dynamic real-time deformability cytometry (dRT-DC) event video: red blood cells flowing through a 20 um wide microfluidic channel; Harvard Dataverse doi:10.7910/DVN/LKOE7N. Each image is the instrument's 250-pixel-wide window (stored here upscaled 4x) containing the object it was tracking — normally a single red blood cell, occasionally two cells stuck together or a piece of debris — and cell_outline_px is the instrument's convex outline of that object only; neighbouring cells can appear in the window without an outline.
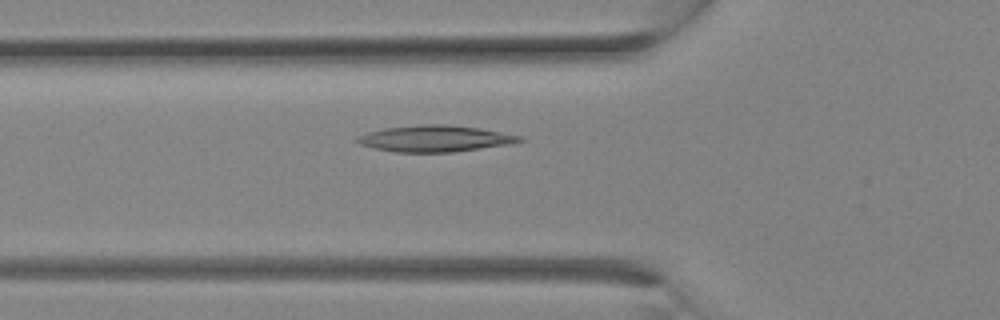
{"species": "Egyptian fruit bat (a non-hibernating species)", "species_latin": "Rousettus aegyptiacus", "temperature_condition": "room temperature", "stored_images_in_passage": 14, "camera_frame_rate_fps": 3000, "um_per_image_px": 0.085, "animal": {"sex": "female"}, "frame": {"image": 1, "passage_image": 10, "time_ms": 3.0, "image_size_px": [1000, 320], "cell_outline_px": [[524, 140], [508, 144], [452, 152], [396, 152], [376, 148], [360, 144], [356, 140], [356, 136], [368, 132], [384, 128], [420, 124], [444, 124], [480, 128], [524, 136]], "centroid_in_image_um": [36.98, 11.77], "position_along_channel_um": 88.8, "area_um2": 24.8}}
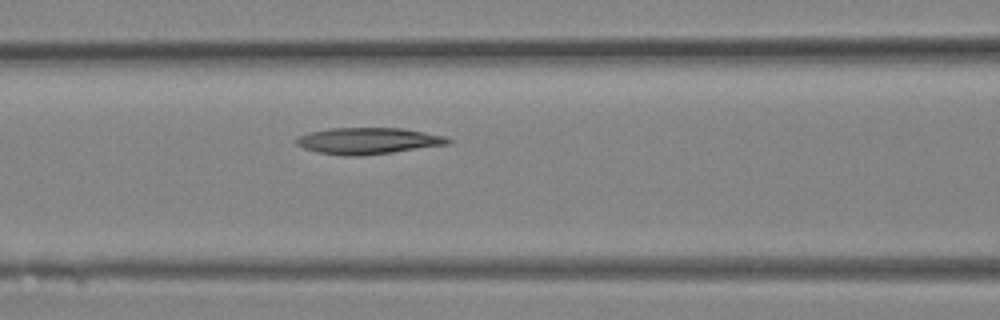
{"frame": {"image": 2, "passage_image": 12, "time_ms": 3.667, "image_size_px": [1000, 320], "cell_outline_px": [[452, 144], [392, 152], [360, 156], [344, 156], [316, 152], [304, 148], [296, 144], [292, 140], [296, 136], [308, 132], [328, 128], [404, 128], [444, 136], [452, 140]], "centroid_in_image_um": [31.24, 11.97], "position_along_channel_um": 135.4, "area_um2": 23.7}}
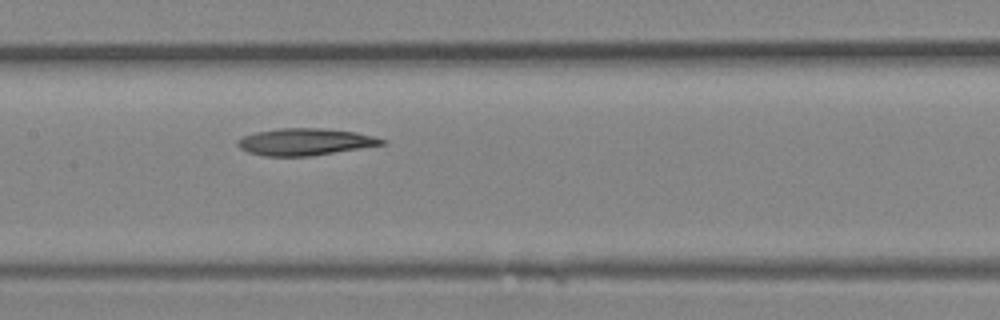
{"frame": {"image": 3, "passage_image": 14, "time_ms": 4.333, "image_size_px": [1000, 320], "cell_outline_px": [[388, 144], [308, 156], [264, 156], [248, 152], [240, 148], [236, 144], [236, 140], [244, 136], [256, 132], [280, 128], [320, 128], [356, 132], [388, 140]], "centroid_in_image_um": [25.94, 12.05], "position_along_channel_um": 181.5, "area_um2": 22.6}}